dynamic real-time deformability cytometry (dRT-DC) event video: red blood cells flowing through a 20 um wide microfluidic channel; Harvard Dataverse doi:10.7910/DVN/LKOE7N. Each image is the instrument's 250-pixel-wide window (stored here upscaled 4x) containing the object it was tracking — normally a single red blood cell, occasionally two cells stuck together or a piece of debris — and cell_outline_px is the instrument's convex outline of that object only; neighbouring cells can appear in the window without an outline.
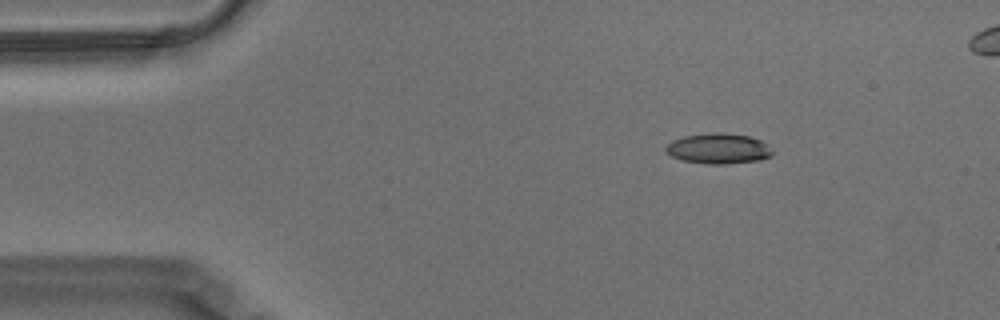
{"species": "Egyptian fruit bat (a non-hibernating species)", "species_latin": "Rousettus aegyptiacus", "temperature_condition": "warm", "stored_images_in_passage": 48, "camera_frame_rate_fps": 3000, "um_per_image_px": 0.085, "animal": {"sex": "male"}, "frame": {"image": 1, "passage_image": 1, "time_ms": 0.0, "image_size_px": [1000, 320], "cell_outline_px": [[772, 156], [760, 160], [728, 164], [708, 164], [680, 160], [664, 152], [664, 148], [672, 140], [684, 136], [712, 132], [716, 132], [748, 136], [760, 140], [768, 144], [772, 152]], "centroid_in_image_um": [61.04, 12.64], "position_along_channel_um": 24.0, "area_um2": 19.02}}
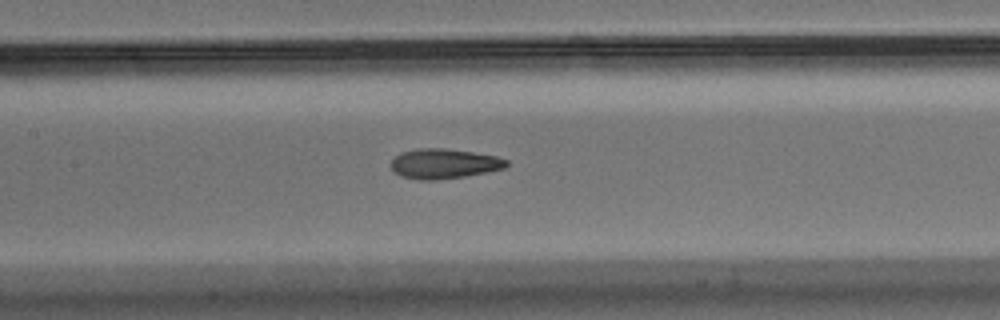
{"frame": {"image": 2, "passage_image": 19, "time_ms": 6.0, "image_size_px": [1000, 320], "cell_outline_px": [[508, 164], [504, 168], [488, 172], [464, 176], [436, 180], [420, 180], [400, 176], [388, 164], [400, 152], [416, 148], [448, 148], [496, 156], [508, 160]], "centroid_in_image_um": [37.72, 13.9], "position_along_channel_um": 169.7, "area_um2": 20.23}}
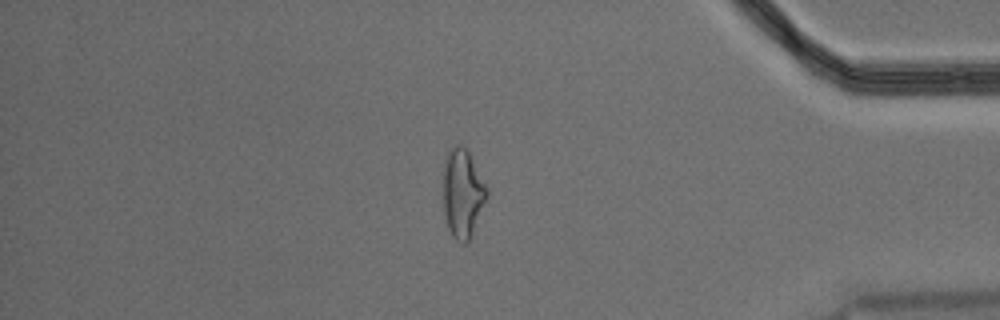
{"frame": {"image": 3, "passage_image": 41, "time_ms": 13.333, "image_size_px": [1000, 320], "cell_outline_px": [[488, 196], [472, 232], [468, 240], [464, 244], [456, 240], [452, 236], [448, 228], [444, 216], [444, 160], [448, 152], [456, 144], [460, 144], [468, 148], [488, 188]], "centroid_in_image_um": [39.33, 16.38], "position_along_channel_um": 395.9, "area_um2": 22.6}}